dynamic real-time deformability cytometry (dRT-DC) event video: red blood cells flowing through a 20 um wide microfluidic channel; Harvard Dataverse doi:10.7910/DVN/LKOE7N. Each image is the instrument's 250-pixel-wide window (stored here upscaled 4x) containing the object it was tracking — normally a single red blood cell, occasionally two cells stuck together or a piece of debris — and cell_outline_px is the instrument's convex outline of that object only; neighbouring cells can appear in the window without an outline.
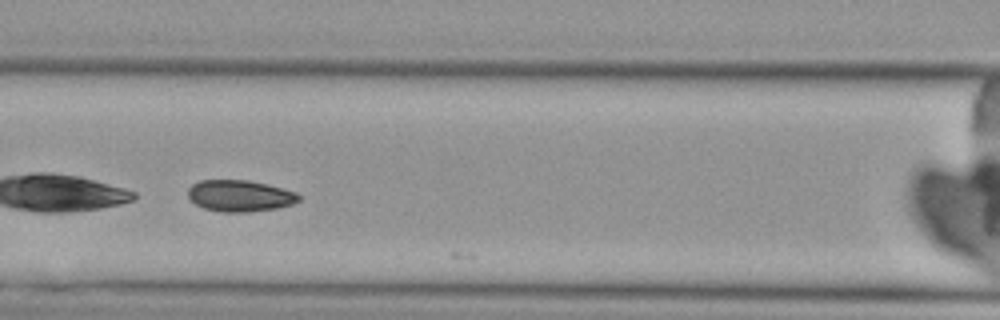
{"species": "Egyptian fruit bat (a non-hibernating species)", "species_latin": "Rousettus aegyptiacus", "temperature_condition": "cold", "stored_images_in_passage": 6, "camera_frame_rate_fps": 3000, "um_per_image_px": 0.085, "animal": {"sex": "female"}, "frame": {"image": 1, "passage_image": 3, "time_ms": 2.333, "image_size_px": [1000, 320], "cell_outline_px": [[300, 200], [292, 204], [276, 208], [248, 212], [220, 212], [204, 208], [196, 204], [188, 196], [188, 188], [192, 184], [200, 180], [248, 180], [296, 192], [300, 196]], "centroid_in_image_um": [20.36, 16.65], "position_along_channel_um": 146.2, "area_um2": 20.17}}
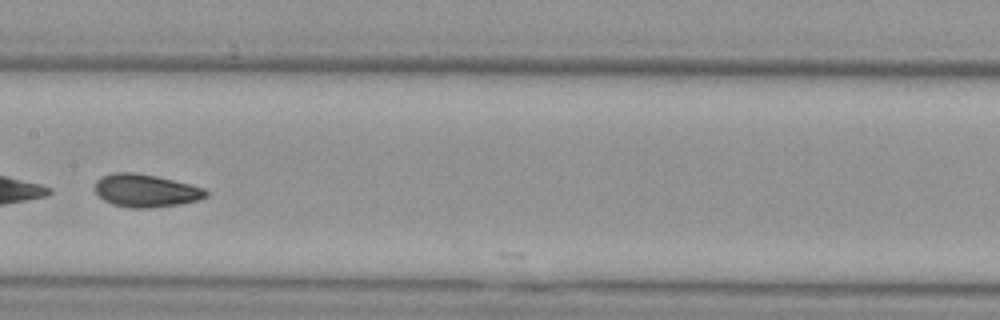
{"frame": {"image": 2, "passage_image": 4, "time_ms": 3.667, "image_size_px": [1000, 320], "cell_outline_px": [[208, 196], [200, 200], [180, 204], [152, 208], [132, 208], [112, 204], [104, 200], [96, 192], [96, 180], [100, 176], [112, 172], [136, 172], [156, 176], [204, 188], [208, 192]], "centroid_in_image_um": [12.39, 16.2], "position_along_channel_um": 195.0, "area_um2": 21.33}}
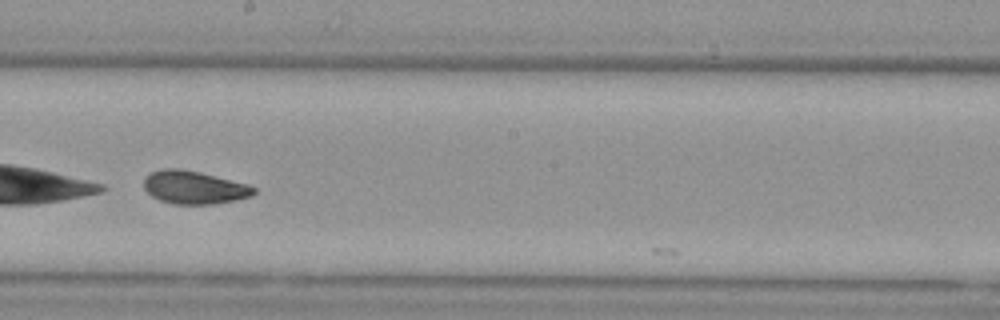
{"frame": {"image": 3, "passage_image": 5, "time_ms": 4.667, "image_size_px": [1000, 320], "cell_outline_px": [[256, 192], [252, 196], [212, 204], [172, 204], [160, 200], [152, 196], [144, 188], [144, 176], [160, 168], [180, 168], [200, 172], [248, 184], [256, 188]], "centroid_in_image_um": [16.47, 15.92], "position_along_channel_um": 231.7, "area_um2": 21.21}}